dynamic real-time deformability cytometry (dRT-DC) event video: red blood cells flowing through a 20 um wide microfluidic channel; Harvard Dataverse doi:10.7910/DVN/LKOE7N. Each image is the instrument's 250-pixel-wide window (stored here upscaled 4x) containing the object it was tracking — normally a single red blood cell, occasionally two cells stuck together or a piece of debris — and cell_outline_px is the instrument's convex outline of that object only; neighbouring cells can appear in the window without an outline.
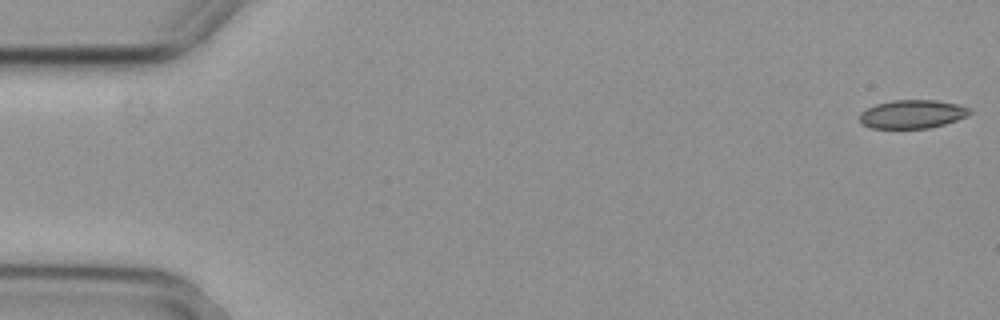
{"species": "common noctule bat (a hibernating species)", "species_latin": "Nyctalus noctula", "temperature_condition": "cold", "stored_images_in_passage": 4, "camera_frame_rate_fps": 3000, "um_per_image_px": 0.085, "animal": {"sex": "female", "body_mass_g": 29.2, "forearm_length_mm": 56.3}, "frame": {"image": 1, "passage_image": 1, "time_ms": 0.0, "image_size_px": [1000, 320], "cell_outline_px": [[972, 112], [968, 116], [944, 124], [928, 128], [872, 128], [864, 124], [860, 120], [860, 112], [876, 104], [892, 100], [936, 100], [956, 104], [968, 108]], "centroid_in_image_um": [77.55, 9.7], "position_along_channel_um": 7.5, "area_um2": 18.09}}